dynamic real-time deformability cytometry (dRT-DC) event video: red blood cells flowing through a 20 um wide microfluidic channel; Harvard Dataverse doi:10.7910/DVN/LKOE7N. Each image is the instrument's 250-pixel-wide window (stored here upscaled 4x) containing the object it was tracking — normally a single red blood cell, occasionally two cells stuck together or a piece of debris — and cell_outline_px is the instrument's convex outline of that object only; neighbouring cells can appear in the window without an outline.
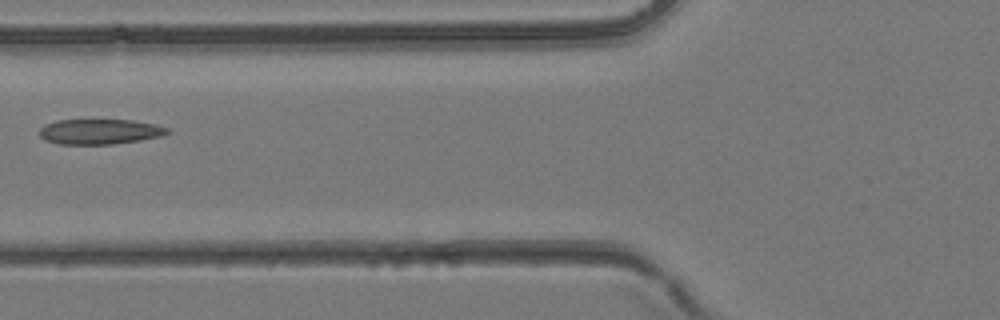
{"species": "common noctule bat (a hibernating species)", "species_latin": "Nyctalus noctula", "temperature_condition": "room temperature", "stored_images_in_passage": 5, "camera_frame_rate_fps": 3000, "um_per_image_px": 0.085, "animal": {"sex": "female", "body_mass_g": 24.6, "forearm_length_mm": 56.2}, "frame": {"image": 1, "passage_image": 5, "time_ms": 1.333, "image_size_px": [1000, 320], "cell_outline_px": [[168, 132], [160, 136], [140, 140], [112, 144], [60, 144], [44, 140], [40, 136], [40, 128], [44, 124], [56, 120], [132, 120], [156, 124], [168, 128]], "centroid_in_image_um": [8.44, 11.18], "position_along_channel_um": 117.4, "area_um2": 18.73}}